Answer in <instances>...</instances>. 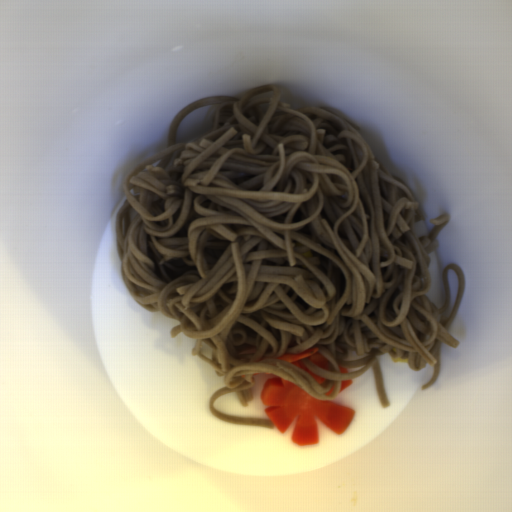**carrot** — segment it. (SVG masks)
<instances>
[{"label": "carrot", "mask_w": 512, "mask_h": 512, "mask_svg": "<svg viewBox=\"0 0 512 512\" xmlns=\"http://www.w3.org/2000/svg\"><path fill=\"white\" fill-rule=\"evenodd\" d=\"M334 388H335V385L333 384L332 388H331L330 390L326 391V392H325V393H323V394H325V395L327 396L328 394H330L331 392H333V391H334Z\"/></svg>", "instance_id": "obj_5"}, {"label": "carrot", "mask_w": 512, "mask_h": 512, "mask_svg": "<svg viewBox=\"0 0 512 512\" xmlns=\"http://www.w3.org/2000/svg\"><path fill=\"white\" fill-rule=\"evenodd\" d=\"M260 400L269 406L264 412L281 434L287 432L297 417L291 439L302 446L320 441L316 416L336 434L342 435L356 414L346 405L312 396L283 377L267 379L261 388Z\"/></svg>", "instance_id": "obj_1"}, {"label": "carrot", "mask_w": 512, "mask_h": 512, "mask_svg": "<svg viewBox=\"0 0 512 512\" xmlns=\"http://www.w3.org/2000/svg\"><path fill=\"white\" fill-rule=\"evenodd\" d=\"M338 367H339L340 373H348L349 374V371L346 367H341L339 365H338Z\"/></svg>", "instance_id": "obj_4"}, {"label": "carrot", "mask_w": 512, "mask_h": 512, "mask_svg": "<svg viewBox=\"0 0 512 512\" xmlns=\"http://www.w3.org/2000/svg\"><path fill=\"white\" fill-rule=\"evenodd\" d=\"M319 348L317 347H310L306 348L305 351L299 352V353H287L285 352L280 357L276 358L279 360H282L286 363H290L296 366H299L302 368L309 376H311L316 382L324 383L325 378L319 376L318 374L311 371L308 367H306L300 359L308 358L314 365H317L325 370L332 372V366L327 360L325 356L320 354L318 352Z\"/></svg>", "instance_id": "obj_2"}, {"label": "carrot", "mask_w": 512, "mask_h": 512, "mask_svg": "<svg viewBox=\"0 0 512 512\" xmlns=\"http://www.w3.org/2000/svg\"><path fill=\"white\" fill-rule=\"evenodd\" d=\"M352 382H353L352 379H350V380H342L338 395L342 392L343 389H345L346 387L352 385Z\"/></svg>", "instance_id": "obj_3"}]
</instances>
